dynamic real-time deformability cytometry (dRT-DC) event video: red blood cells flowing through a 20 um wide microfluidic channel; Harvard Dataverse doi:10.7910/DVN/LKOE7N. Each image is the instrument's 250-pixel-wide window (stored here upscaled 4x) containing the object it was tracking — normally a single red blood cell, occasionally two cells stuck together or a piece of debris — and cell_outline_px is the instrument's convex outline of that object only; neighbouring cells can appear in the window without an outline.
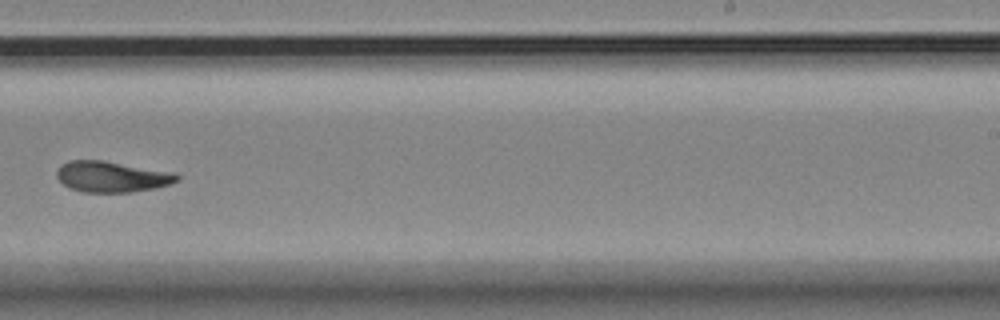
{"species": "Egyptian fruit bat (a non-hibernating species)", "species_latin": "Rousettus aegyptiacus", "temperature_condition": "room temperature", "stored_images_in_passage": 17, "camera_frame_rate_fps": 3000, "um_per_image_px": 0.085, "animal": {"sex": "female"}, "frame": {"image": 1, "passage_image": 11, "time_ms": 11.667, "image_size_px": [1000, 320], "cell_outline_px": [[180, 180], [156, 188], [132, 192], [84, 192], [68, 188], [56, 176], [56, 172], [60, 164], [68, 160], [104, 160], [176, 172], [180, 176]], "centroid_in_image_um": [9.52, 15.01], "position_along_channel_um": 279.5, "area_um2": 21.96}}
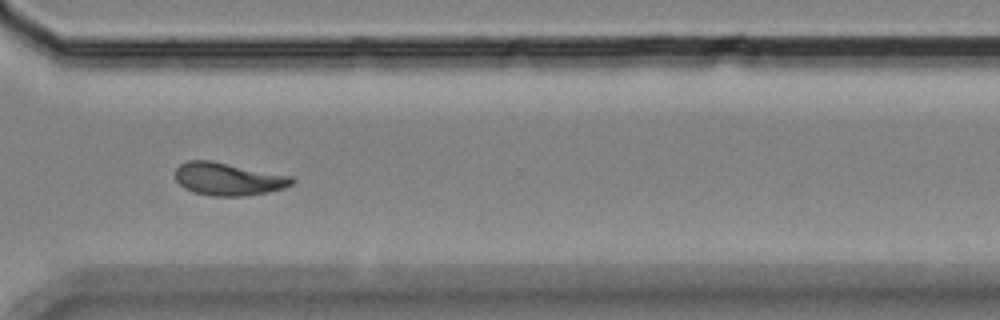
{"frame": {"image": 2, "passage_image": 13, "time_ms": 13.667, "image_size_px": [1000, 320], "cell_outline_px": [[296, 180], [292, 184], [284, 188], [268, 192], [244, 196], [212, 196], [192, 192], [184, 188], [176, 180], [176, 168], [180, 164], [188, 160], [212, 160], [292, 176]], "centroid_in_image_um": [19.4, 15.21], "position_along_channel_um": 351.2, "area_um2": 22.43}}
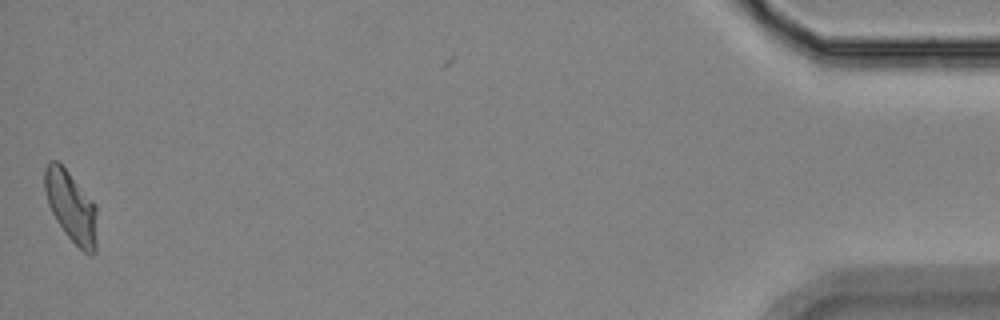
{"frame": {"image": 3, "passage_image": 17, "time_ms": 18.333, "image_size_px": [1000, 320], "cell_outline_px": [[96, 252], [92, 256], [84, 252], [64, 232], [56, 220], [48, 204], [44, 188], [44, 168], [48, 160], [56, 160], [68, 172], [96, 204]], "centroid_in_image_um": [6.04, 17.56], "position_along_channel_um": 429.2, "area_um2": 21.56}, "authors_computed_cell_mechanics": {"area_um2": 21.5594, "velocity_mm_per_s": 3.5857, "shape_relaxation_time_tau1_ms": null, "shape_relaxation_time_tau2_ms": 4.8208, "deformation_change_tau1": null, "deformation_change_tau2": 0.0926}}